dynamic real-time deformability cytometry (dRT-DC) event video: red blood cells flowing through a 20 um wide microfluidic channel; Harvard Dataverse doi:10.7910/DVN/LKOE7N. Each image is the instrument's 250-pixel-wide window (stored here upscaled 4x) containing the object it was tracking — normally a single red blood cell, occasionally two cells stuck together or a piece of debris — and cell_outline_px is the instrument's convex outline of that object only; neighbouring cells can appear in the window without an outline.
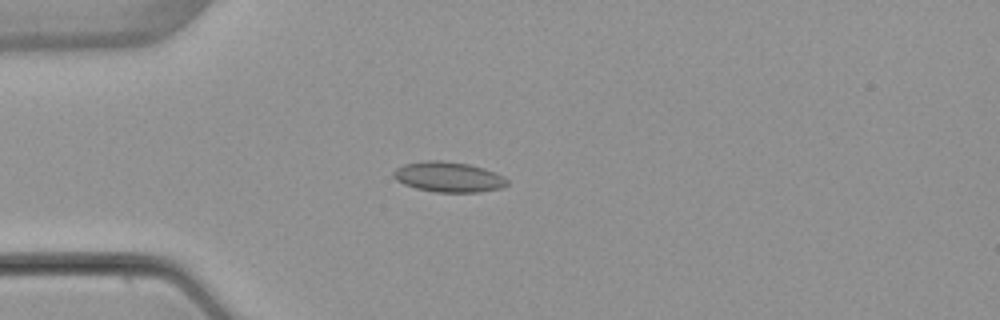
{"species": "common noctule bat (a hibernating species)", "species_latin": "Nyctalus noctula", "temperature_condition": "warm", "stored_images_in_passage": 4, "camera_frame_rate_fps": 3000, "um_per_image_px": 0.085, "animal": {"sex": "female", "body_mass_g": 22.7, "forearm_length_mm": 54.2}, "frame": {"image": 1, "passage_image": 4, "time_ms": 3.667, "image_size_px": [1000, 320], "cell_outline_px": [[508, 184], [500, 188], [476, 192], [436, 192], [416, 188], [404, 184], [396, 180], [392, 176], [392, 172], [396, 168], [404, 164], [424, 160], [440, 160], [468, 164], [484, 168], [504, 176], [508, 180]], "centroid_in_image_um": [38.09, 15.03], "position_along_channel_um": 46.9, "area_um2": 20.06}}